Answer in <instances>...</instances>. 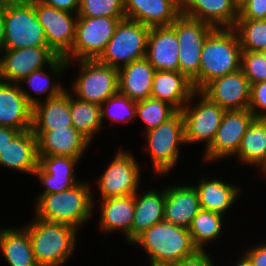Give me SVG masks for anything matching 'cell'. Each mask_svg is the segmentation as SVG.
I'll return each instance as SVG.
<instances>
[{
	"mask_svg": "<svg viewBox=\"0 0 266 266\" xmlns=\"http://www.w3.org/2000/svg\"><path fill=\"white\" fill-rule=\"evenodd\" d=\"M4 43H5L4 17H3V11L0 8V53L4 50Z\"/></svg>",
	"mask_w": 266,
	"mask_h": 266,
	"instance_id": "cell-47",
	"label": "cell"
},
{
	"mask_svg": "<svg viewBox=\"0 0 266 266\" xmlns=\"http://www.w3.org/2000/svg\"><path fill=\"white\" fill-rule=\"evenodd\" d=\"M179 43L172 26L150 28L146 58L155 70L179 71Z\"/></svg>",
	"mask_w": 266,
	"mask_h": 266,
	"instance_id": "cell-23",
	"label": "cell"
},
{
	"mask_svg": "<svg viewBox=\"0 0 266 266\" xmlns=\"http://www.w3.org/2000/svg\"><path fill=\"white\" fill-rule=\"evenodd\" d=\"M125 18L124 0H80L78 17Z\"/></svg>",
	"mask_w": 266,
	"mask_h": 266,
	"instance_id": "cell-39",
	"label": "cell"
},
{
	"mask_svg": "<svg viewBox=\"0 0 266 266\" xmlns=\"http://www.w3.org/2000/svg\"><path fill=\"white\" fill-rule=\"evenodd\" d=\"M171 26L176 30L179 43V71L192 82L195 91H199L201 52L205 40L215 27L182 14Z\"/></svg>",
	"mask_w": 266,
	"mask_h": 266,
	"instance_id": "cell-11",
	"label": "cell"
},
{
	"mask_svg": "<svg viewBox=\"0 0 266 266\" xmlns=\"http://www.w3.org/2000/svg\"><path fill=\"white\" fill-rule=\"evenodd\" d=\"M0 253L8 266H38L27 230L19 228H1Z\"/></svg>",
	"mask_w": 266,
	"mask_h": 266,
	"instance_id": "cell-32",
	"label": "cell"
},
{
	"mask_svg": "<svg viewBox=\"0 0 266 266\" xmlns=\"http://www.w3.org/2000/svg\"><path fill=\"white\" fill-rule=\"evenodd\" d=\"M128 245L142 247L150 266H172L198 250L187 228L166 221L151 226Z\"/></svg>",
	"mask_w": 266,
	"mask_h": 266,
	"instance_id": "cell-2",
	"label": "cell"
},
{
	"mask_svg": "<svg viewBox=\"0 0 266 266\" xmlns=\"http://www.w3.org/2000/svg\"><path fill=\"white\" fill-rule=\"evenodd\" d=\"M255 118L249 109L225 111L212 144L206 150L203 149L202 162L218 163L219 160L232 158Z\"/></svg>",
	"mask_w": 266,
	"mask_h": 266,
	"instance_id": "cell-13",
	"label": "cell"
},
{
	"mask_svg": "<svg viewBox=\"0 0 266 266\" xmlns=\"http://www.w3.org/2000/svg\"><path fill=\"white\" fill-rule=\"evenodd\" d=\"M34 10L44 28L48 46L63 57L73 45L78 14L56 9L38 0H34Z\"/></svg>",
	"mask_w": 266,
	"mask_h": 266,
	"instance_id": "cell-14",
	"label": "cell"
},
{
	"mask_svg": "<svg viewBox=\"0 0 266 266\" xmlns=\"http://www.w3.org/2000/svg\"><path fill=\"white\" fill-rule=\"evenodd\" d=\"M0 167L33 176L38 167V146L32 129L20 132L0 152Z\"/></svg>",
	"mask_w": 266,
	"mask_h": 266,
	"instance_id": "cell-26",
	"label": "cell"
},
{
	"mask_svg": "<svg viewBox=\"0 0 266 266\" xmlns=\"http://www.w3.org/2000/svg\"><path fill=\"white\" fill-rule=\"evenodd\" d=\"M241 69L251 85L266 81V59L260 51H242Z\"/></svg>",
	"mask_w": 266,
	"mask_h": 266,
	"instance_id": "cell-40",
	"label": "cell"
},
{
	"mask_svg": "<svg viewBox=\"0 0 266 266\" xmlns=\"http://www.w3.org/2000/svg\"><path fill=\"white\" fill-rule=\"evenodd\" d=\"M125 18L78 17L71 49L63 56L67 61L96 60L105 51L116 26Z\"/></svg>",
	"mask_w": 266,
	"mask_h": 266,
	"instance_id": "cell-9",
	"label": "cell"
},
{
	"mask_svg": "<svg viewBox=\"0 0 266 266\" xmlns=\"http://www.w3.org/2000/svg\"><path fill=\"white\" fill-rule=\"evenodd\" d=\"M23 227L27 230L38 266H63L74 255L80 230L63 223L38 219Z\"/></svg>",
	"mask_w": 266,
	"mask_h": 266,
	"instance_id": "cell-3",
	"label": "cell"
},
{
	"mask_svg": "<svg viewBox=\"0 0 266 266\" xmlns=\"http://www.w3.org/2000/svg\"><path fill=\"white\" fill-rule=\"evenodd\" d=\"M33 106L22 94L18 84L0 83V125L17 130L32 129Z\"/></svg>",
	"mask_w": 266,
	"mask_h": 266,
	"instance_id": "cell-24",
	"label": "cell"
},
{
	"mask_svg": "<svg viewBox=\"0 0 266 266\" xmlns=\"http://www.w3.org/2000/svg\"><path fill=\"white\" fill-rule=\"evenodd\" d=\"M99 201V202H98ZM99 205V229L106 234L122 232L127 243L132 242V224L135 213L134 195L97 200Z\"/></svg>",
	"mask_w": 266,
	"mask_h": 266,
	"instance_id": "cell-20",
	"label": "cell"
},
{
	"mask_svg": "<svg viewBox=\"0 0 266 266\" xmlns=\"http://www.w3.org/2000/svg\"><path fill=\"white\" fill-rule=\"evenodd\" d=\"M0 55L3 82L14 84L33 71L48 67L58 57L50 47L4 49Z\"/></svg>",
	"mask_w": 266,
	"mask_h": 266,
	"instance_id": "cell-15",
	"label": "cell"
},
{
	"mask_svg": "<svg viewBox=\"0 0 266 266\" xmlns=\"http://www.w3.org/2000/svg\"><path fill=\"white\" fill-rule=\"evenodd\" d=\"M244 251V252H243ZM243 253L252 263L253 266H266V241L252 245Z\"/></svg>",
	"mask_w": 266,
	"mask_h": 266,
	"instance_id": "cell-44",
	"label": "cell"
},
{
	"mask_svg": "<svg viewBox=\"0 0 266 266\" xmlns=\"http://www.w3.org/2000/svg\"><path fill=\"white\" fill-rule=\"evenodd\" d=\"M256 169H258L259 170L258 172L261 175H263L262 177H266V155H265L264 160L261 162V164Z\"/></svg>",
	"mask_w": 266,
	"mask_h": 266,
	"instance_id": "cell-50",
	"label": "cell"
},
{
	"mask_svg": "<svg viewBox=\"0 0 266 266\" xmlns=\"http://www.w3.org/2000/svg\"><path fill=\"white\" fill-rule=\"evenodd\" d=\"M181 14L215 28H233L239 17V7L234 0H190Z\"/></svg>",
	"mask_w": 266,
	"mask_h": 266,
	"instance_id": "cell-28",
	"label": "cell"
},
{
	"mask_svg": "<svg viewBox=\"0 0 266 266\" xmlns=\"http://www.w3.org/2000/svg\"><path fill=\"white\" fill-rule=\"evenodd\" d=\"M246 0H234V2L240 7Z\"/></svg>",
	"mask_w": 266,
	"mask_h": 266,
	"instance_id": "cell-51",
	"label": "cell"
},
{
	"mask_svg": "<svg viewBox=\"0 0 266 266\" xmlns=\"http://www.w3.org/2000/svg\"><path fill=\"white\" fill-rule=\"evenodd\" d=\"M56 9L77 13L80 8V0H38Z\"/></svg>",
	"mask_w": 266,
	"mask_h": 266,
	"instance_id": "cell-45",
	"label": "cell"
},
{
	"mask_svg": "<svg viewBox=\"0 0 266 266\" xmlns=\"http://www.w3.org/2000/svg\"><path fill=\"white\" fill-rule=\"evenodd\" d=\"M91 183L82 180L62 192L44 194L34 202V216L52 223H63L81 229L93 217L95 193Z\"/></svg>",
	"mask_w": 266,
	"mask_h": 266,
	"instance_id": "cell-1",
	"label": "cell"
},
{
	"mask_svg": "<svg viewBox=\"0 0 266 266\" xmlns=\"http://www.w3.org/2000/svg\"><path fill=\"white\" fill-rule=\"evenodd\" d=\"M82 159L70 156L38 155V167L33 176L45 188L35 197V202L44 194L62 192L82 181L77 179L75 169Z\"/></svg>",
	"mask_w": 266,
	"mask_h": 266,
	"instance_id": "cell-16",
	"label": "cell"
},
{
	"mask_svg": "<svg viewBox=\"0 0 266 266\" xmlns=\"http://www.w3.org/2000/svg\"><path fill=\"white\" fill-rule=\"evenodd\" d=\"M20 130L0 125V152L20 133Z\"/></svg>",
	"mask_w": 266,
	"mask_h": 266,
	"instance_id": "cell-46",
	"label": "cell"
},
{
	"mask_svg": "<svg viewBox=\"0 0 266 266\" xmlns=\"http://www.w3.org/2000/svg\"><path fill=\"white\" fill-rule=\"evenodd\" d=\"M213 261L207 250H197L192 256L186 257L172 266H215Z\"/></svg>",
	"mask_w": 266,
	"mask_h": 266,
	"instance_id": "cell-43",
	"label": "cell"
},
{
	"mask_svg": "<svg viewBox=\"0 0 266 266\" xmlns=\"http://www.w3.org/2000/svg\"><path fill=\"white\" fill-rule=\"evenodd\" d=\"M156 70L146 57L118 69L119 93L139 102L151 97Z\"/></svg>",
	"mask_w": 266,
	"mask_h": 266,
	"instance_id": "cell-27",
	"label": "cell"
},
{
	"mask_svg": "<svg viewBox=\"0 0 266 266\" xmlns=\"http://www.w3.org/2000/svg\"><path fill=\"white\" fill-rule=\"evenodd\" d=\"M225 111L200 91H195L180 110L184 120L186 145L203 143L206 150L216 136Z\"/></svg>",
	"mask_w": 266,
	"mask_h": 266,
	"instance_id": "cell-8",
	"label": "cell"
},
{
	"mask_svg": "<svg viewBox=\"0 0 266 266\" xmlns=\"http://www.w3.org/2000/svg\"><path fill=\"white\" fill-rule=\"evenodd\" d=\"M242 49L233 28H215L204 42L199 69V91L215 78L241 68Z\"/></svg>",
	"mask_w": 266,
	"mask_h": 266,
	"instance_id": "cell-4",
	"label": "cell"
},
{
	"mask_svg": "<svg viewBox=\"0 0 266 266\" xmlns=\"http://www.w3.org/2000/svg\"><path fill=\"white\" fill-rule=\"evenodd\" d=\"M251 84L243 70L213 79L200 92L226 111L248 109Z\"/></svg>",
	"mask_w": 266,
	"mask_h": 266,
	"instance_id": "cell-17",
	"label": "cell"
},
{
	"mask_svg": "<svg viewBox=\"0 0 266 266\" xmlns=\"http://www.w3.org/2000/svg\"><path fill=\"white\" fill-rule=\"evenodd\" d=\"M170 185L166 186L164 221L188 229L201 210L197 190L193 183Z\"/></svg>",
	"mask_w": 266,
	"mask_h": 266,
	"instance_id": "cell-21",
	"label": "cell"
},
{
	"mask_svg": "<svg viewBox=\"0 0 266 266\" xmlns=\"http://www.w3.org/2000/svg\"><path fill=\"white\" fill-rule=\"evenodd\" d=\"M266 155V118H255L244 134L237 153V161L255 169Z\"/></svg>",
	"mask_w": 266,
	"mask_h": 266,
	"instance_id": "cell-33",
	"label": "cell"
},
{
	"mask_svg": "<svg viewBox=\"0 0 266 266\" xmlns=\"http://www.w3.org/2000/svg\"><path fill=\"white\" fill-rule=\"evenodd\" d=\"M150 27L137 21L120 20L105 51L98 59L101 63L120 69L146 57Z\"/></svg>",
	"mask_w": 266,
	"mask_h": 266,
	"instance_id": "cell-10",
	"label": "cell"
},
{
	"mask_svg": "<svg viewBox=\"0 0 266 266\" xmlns=\"http://www.w3.org/2000/svg\"><path fill=\"white\" fill-rule=\"evenodd\" d=\"M171 1L182 11L190 0H171Z\"/></svg>",
	"mask_w": 266,
	"mask_h": 266,
	"instance_id": "cell-49",
	"label": "cell"
},
{
	"mask_svg": "<svg viewBox=\"0 0 266 266\" xmlns=\"http://www.w3.org/2000/svg\"><path fill=\"white\" fill-rule=\"evenodd\" d=\"M37 137L38 155L70 156L82 159L92 142L73 126L53 130H33Z\"/></svg>",
	"mask_w": 266,
	"mask_h": 266,
	"instance_id": "cell-19",
	"label": "cell"
},
{
	"mask_svg": "<svg viewBox=\"0 0 266 266\" xmlns=\"http://www.w3.org/2000/svg\"><path fill=\"white\" fill-rule=\"evenodd\" d=\"M145 145L142 149L149 154L152 164L153 176L166 177L176 167L181 147L186 145L184 120L180 111H177L171 118L160 124L157 128L151 129L143 134ZM157 176V177H156Z\"/></svg>",
	"mask_w": 266,
	"mask_h": 266,
	"instance_id": "cell-5",
	"label": "cell"
},
{
	"mask_svg": "<svg viewBox=\"0 0 266 266\" xmlns=\"http://www.w3.org/2000/svg\"><path fill=\"white\" fill-rule=\"evenodd\" d=\"M45 68L49 72H47ZM67 69V60L64 57L58 56L48 68L44 67L33 71L24 80L18 83V85L24 97L34 107L39 102L57 97L69 89L64 86V82H61L62 80H60ZM25 85L26 88L28 87V89L31 90V92L28 89L26 90ZM35 95H38L40 98Z\"/></svg>",
	"mask_w": 266,
	"mask_h": 266,
	"instance_id": "cell-18",
	"label": "cell"
},
{
	"mask_svg": "<svg viewBox=\"0 0 266 266\" xmlns=\"http://www.w3.org/2000/svg\"><path fill=\"white\" fill-rule=\"evenodd\" d=\"M72 126L70 92L39 102L33 107L32 130H53Z\"/></svg>",
	"mask_w": 266,
	"mask_h": 266,
	"instance_id": "cell-31",
	"label": "cell"
},
{
	"mask_svg": "<svg viewBox=\"0 0 266 266\" xmlns=\"http://www.w3.org/2000/svg\"><path fill=\"white\" fill-rule=\"evenodd\" d=\"M2 82H3V79H2L1 55H0V83Z\"/></svg>",
	"mask_w": 266,
	"mask_h": 266,
	"instance_id": "cell-52",
	"label": "cell"
},
{
	"mask_svg": "<svg viewBox=\"0 0 266 266\" xmlns=\"http://www.w3.org/2000/svg\"><path fill=\"white\" fill-rule=\"evenodd\" d=\"M101 116L102 122L110 121V125H127L136 120V102L118 92L101 105Z\"/></svg>",
	"mask_w": 266,
	"mask_h": 266,
	"instance_id": "cell-38",
	"label": "cell"
},
{
	"mask_svg": "<svg viewBox=\"0 0 266 266\" xmlns=\"http://www.w3.org/2000/svg\"><path fill=\"white\" fill-rule=\"evenodd\" d=\"M125 18L150 28L171 26L181 10L171 0H124Z\"/></svg>",
	"mask_w": 266,
	"mask_h": 266,
	"instance_id": "cell-25",
	"label": "cell"
},
{
	"mask_svg": "<svg viewBox=\"0 0 266 266\" xmlns=\"http://www.w3.org/2000/svg\"><path fill=\"white\" fill-rule=\"evenodd\" d=\"M194 92L192 82L180 71H156L151 98L165 101L180 111Z\"/></svg>",
	"mask_w": 266,
	"mask_h": 266,
	"instance_id": "cell-29",
	"label": "cell"
},
{
	"mask_svg": "<svg viewBox=\"0 0 266 266\" xmlns=\"http://www.w3.org/2000/svg\"><path fill=\"white\" fill-rule=\"evenodd\" d=\"M142 171L130 150L118 149L104 172L96 179L100 200L134 195L141 185Z\"/></svg>",
	"mask_w": 266,
	"mask_h": 266,
	"instance_id": "cell-12",
	"label": "cell"
},
{
	"mask_svg": "<svg viewBox=\"0 0 266 266\" xmlns=\"http://www.w3.org/2000/svg\"><path fill=\"white\" fill-rule=\"evenodd\" d=\"M176 112L177 110L169 103L151 97L136 102V120L140 118L144 124V132L157 128Z\"/></svg>",
	"mask_w": 266,
	"mask_h": 266,
	"instance_id": "cell-37",
	"label": "cell"
},
{
	"mask_svg": "<svg viewBox=\"0 0 266 266\" xmlns=\"http://www.w3.org/2000/svg\"><path fill=\"white\" fill-rule=\"evenodd\" d=\"M260 52L262 53V55L266 59V48L262 49Z\"/></svg>",
	"mask_w": 266,
	"mask_h": 266,
	"instance_id": "cell-53",
	"label": "cell"
},
{
	"mask_svg": "<svg viewBox=\"0 0 266 266\" xmlns=\"http://www.w3.org/2000/svg\"><path fill=\"white\" fill-rule=\"evenodd\" d=\"M237 19L266 20V0H246L239 7Z\"/></svg>",
	"mask_w": 266,
	"mask_h": 266,
	"instance_id": "cell-42",
	"label": "cell"
},
{
	"mask_svg": "<svg viewBox=\"0 0 266 266\" xmlns=\"http://www.w3.org/2000/svg\"><path fill=\"white\" fill-rule=\"evenodd\" d=\"M70 113L72 126L94 142L104 128L101 105L80 100L70 93Z\"/></svg>",
	"mask_w": 266,
	"mask_h": 266,
	"instance_id": "cell-35",
	"label": "cell"
},
{
	"mask_svg": "<svg viewBox=\"0 0 266 266\" xmlns=\"http://www.w3.org/2000/svg\"><path fill=\"white\" fill-rule=\"evenodd\" d=\"M233 29L242 51L257 52L266 48V20L237 19Z\"/></svg>",
	"mask_w": 266,
	"mask_h": 266,
	"instance_id": "cell-36",
	"label": "cell"
},
{
	"mask_svg": "<svg viewBox=\"0 0 266 266\" xmlns=\"http://www.w3.org/2000/svg\"><path fill=\"white\" fill-rule=\"evenodd\" d=\"M224 219L225 215L201 209L188 228L193 245L198 250H207L210 243L213 245L220 241L224 232Z\"/></svg>",
	"mask_w": 266,
	"mask_h": 266,
	"instance_id": "cell-34",
	"label": "cell"
},
{
	"mask_svg": "<svg viewBox=\"0 0 266 266\" xmlns=\"http://www.w3.org/2000/svg\"><path fill=\"white\" fill-rule=\"evenodd\" d=\"M163 190L140 189L134 194L135 213L132 224V241L142 232L164 221L166 187ZM143 193V194H142Z\"/></svg>",
	"mask_w": 266,
	"mask_h": 266,
	"instance_id": "cell-30",
	"label": "cell"
},
{
	"mask_svg": "<svg viewBox=\"0 0 266 266\" xmlns=\"http://www.w3.org/2000/svg\"><path fill=\"white\" fill-rule=\"evenodd\" d=\"M67 65L68 68L75 65L78 70L70 85L71 90H68L76 98L102 105L119 92L117 68L101 63L98 59L67 61Z\"/></svg>",
	"mask_w": 266,
	"mask_h": 266,
	"instance_id": "cell-7",
	"label": "cell"
},
{
	"mask_svg": "<svg viewBox=\"0 0 266 266\" xmlns=\"http://www.w3.org/2000/svg\"><path fill=\"white\" fill-rule=\"evenodd\" d=\"M5 26L4 49L49 47L34 10V0L0 1Z\"/></svg>",
	"mask_w": 266,
	"mask_h": 266,
	"instance_id": "cell-6",
	"label": "cell"
},
{
	"mask_svg": "<svg viewBox=\"0 0 266 266\" xmlns=\"http://www.w3.org/2000/svg\"><path fill=\"white\" fill-rule=\"evenodd\" d=\"M235 264L232 266H253L251 261L244 255L241 254L240 257H237Z\"/></svg>",
	"mask_w": 266,
	"mask_h": 266,
	"instance_id": "cell-48",
	"label": "cell"
},
{
	"mask_svg": "<svg viewBox=\"0 0 266 266\" xmlns=\"http://www.w3.org/2000/svg\"><path fill=\"white\" fill-rule=\"evenodd\" d=\"M248 109L256 118H266V81L251 85Z\"/></svg>",
	"mask_w": 266,
	"mask_h": 266,
	"instance_id": "cell-41",
	"label": "cell"
},
{
	"mask_svg": "<svg viewBox=\"0 0 266 266\" xmlns=\"http://www.w3.org/2000/svg\"><path fill=\"white\" fill-rule=\"evenodd\" d=\"M202 174L193 184L197 190L201 209L213 211L226 216V213L242 195V185L228 183L220 178H210ZM208 177V178H207Z\"/></svg>",
	"mask_w": 266,
	"mask_h": 266,
	"instance_id": "cell-22",
	"label": "cell"
}]
</instances>
